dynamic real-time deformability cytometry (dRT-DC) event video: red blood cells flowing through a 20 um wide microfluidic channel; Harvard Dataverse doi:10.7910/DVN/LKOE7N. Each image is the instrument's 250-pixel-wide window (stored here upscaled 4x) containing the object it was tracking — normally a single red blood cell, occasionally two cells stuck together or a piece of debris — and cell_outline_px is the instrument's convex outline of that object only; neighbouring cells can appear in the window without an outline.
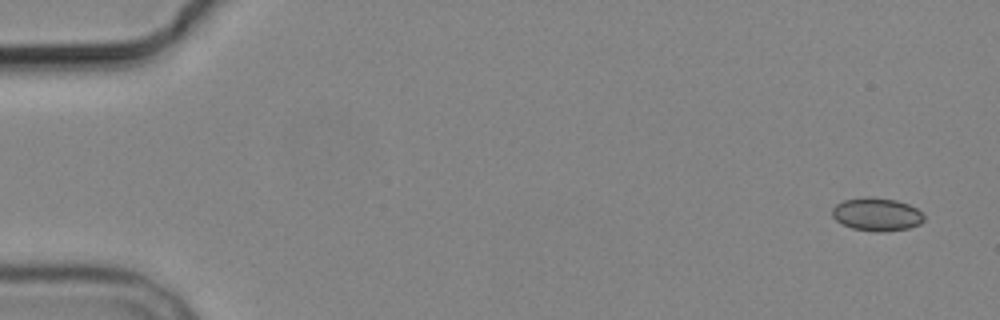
{"species": "common noctule bat (a hibernating species)", "species_latin": "Nyctalus noctula", "temperature_condition": "cold", "stored_images_in_passage": 4, "camera_frame_rate_fps": 3000, "um_per_image_px": 0.085, "animal": {"sex": "male", "body_mass_g": 19.2, "forearm_length_mm": 51.8}, "frame": {"image": 1, "passage_image": 1, "time_ms": 0.0, "image_size_px": [1000, 320], "cell_outline_px": [[924, 220], [920, 224], [908, 228], [884, 232], [876, 232], [852, 228], [836, 220], [832, 216], [832, 208], [836, 204], [844, 200], [868, 196], [872, 196], [896, 200], [908, 204], [916, 208], [924, 216]], "centroid_in_image_um": [74.52, 18.21], "position_along_channel_um": 10.5, "area_um2": 17.74}}